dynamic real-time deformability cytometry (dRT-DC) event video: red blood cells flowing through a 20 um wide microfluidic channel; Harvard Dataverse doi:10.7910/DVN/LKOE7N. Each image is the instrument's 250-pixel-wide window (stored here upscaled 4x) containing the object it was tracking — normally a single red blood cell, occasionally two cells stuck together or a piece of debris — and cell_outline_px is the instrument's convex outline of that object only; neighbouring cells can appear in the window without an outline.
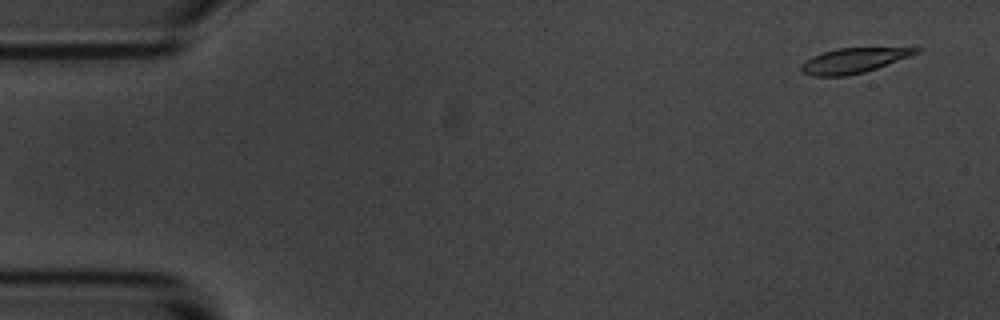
{"species": "common noctule bat (a hibernating species)", "species_latin": "Nyctalus noctula", "temperature_condition": "room temperature", "stored_images_in_passage": 4, "camera_frame_rate_fps": 3000, "um_per_image_px": 0.085, "animal": {"sex": "male", "body_mass_g": 20.1, "forearm_length_mm": 53.5}, "frame": {"image": 1, "passage_image": 1, "time_ms": 0.0, "image_size_px": [1000, 320], "cell_outline_px": [[924, 48], [920, 52], [876, 68], [864, 72], [844, 76], [812, 76], [804, 72], [800, 68], [800, 64], [812, 56], [836, 48]], "centroid_in_image_um": [72.52, 5.14], "position_along_channel_um": 12.5, "area_um2": 16.42}}